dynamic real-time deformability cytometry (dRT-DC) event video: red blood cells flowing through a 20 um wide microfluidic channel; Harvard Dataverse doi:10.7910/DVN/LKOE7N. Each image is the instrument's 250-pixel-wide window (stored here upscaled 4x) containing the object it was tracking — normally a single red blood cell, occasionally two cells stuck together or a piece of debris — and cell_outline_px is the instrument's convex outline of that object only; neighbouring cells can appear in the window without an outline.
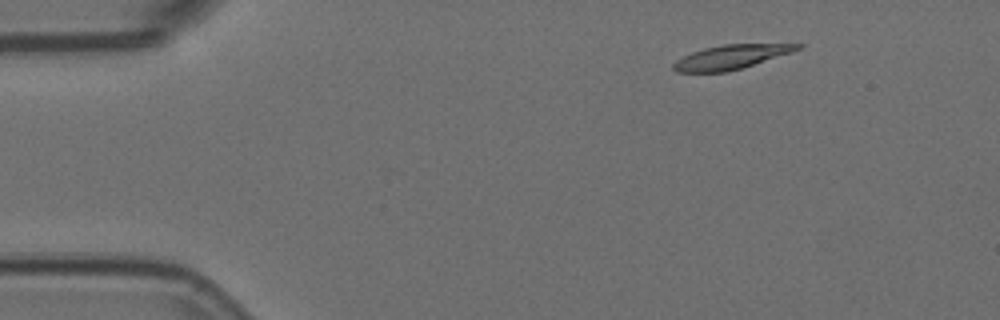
{"species": "Egyptian fruit bat (a non-hibernating species)", "species_latin": "Rousettus aegyptiacus", "temperature_condition": "room temperature", "stored_images_in_passage": 3, "camera_frame_rate_fps": 3000, "um_per_image_px": 0.085, "animal": {"sex": "female"}, "frame": {"image": 1, "passage_image": 1, "time_ms": 0.0, "image_size_px": [1000, 320], "cell_outline_px": [[804, 44], [800, 48], [792, 52], [740, 68], [724, 72], [676, 72], [672, 68], [672, 64], [676, 60], [692, 52], [704, 48], [724, 44]], "centroid_in_image_um": [62.08, 4.84], "position_along_channel_um": 22.9, "area_um2": 17.17}}